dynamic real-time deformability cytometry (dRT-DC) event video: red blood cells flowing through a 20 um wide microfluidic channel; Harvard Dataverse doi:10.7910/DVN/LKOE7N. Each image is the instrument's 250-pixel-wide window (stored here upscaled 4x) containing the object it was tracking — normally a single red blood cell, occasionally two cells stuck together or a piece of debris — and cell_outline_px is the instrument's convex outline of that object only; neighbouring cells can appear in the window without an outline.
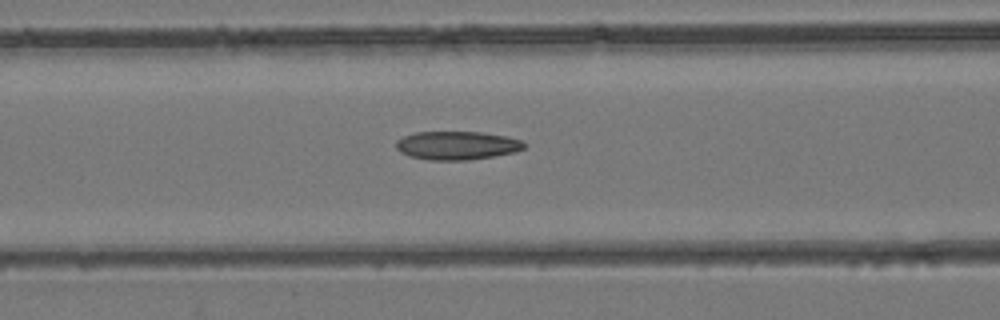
{"species": "common noctule bat (a hibernating species)", "species_latin": "Nyctalus noctula", "temperature_condition": "room temperature", "stored_images_in_passage": 43, "camera_frame_rate_fps": 3000, "um_per_image_px": 0.085, "animal": {"sex": "female", "body_mass_g": 24.6, "forearm_length_mm": 56.2}, "frame": {"image": 1, "passage_image": 18, "time_ms": 5.667, "image_size_px": [1000, 320], "cell_outline_px": [[528, 144], [524, 148], [516, 152], [468, 160], [428, 160], [408, 156], [400, 152], [396, 148], [396, 140], [404, 136], [416, 132], [480, 132], [508, 136], [524, 140]], "centroid_in_image_um": [38.87, 12.36], "position_along_channel_um": 127.7, "area_um2": 21.5}}
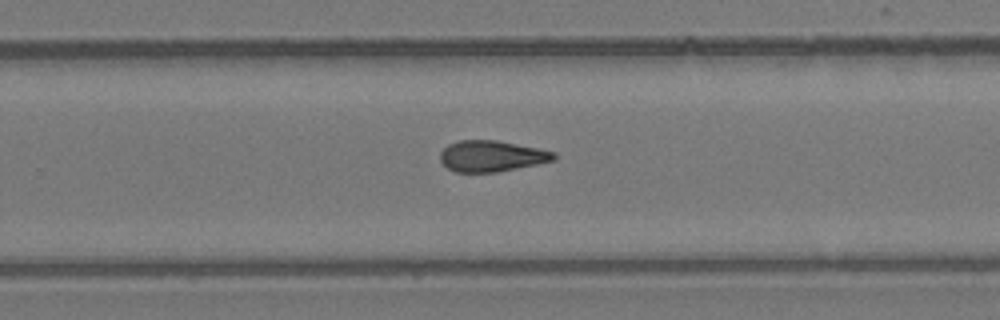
{"frame": {"image": 2, "passage_image": 28, "time_ms": 9.0, "image_size_px": [1000, 320], "cell_outline_px": [[556, 160], [496, 172], [456, 172], [448, 168], [440, 160], [440, 152], [448, 144], [460, 140], [496, 140], [556, 152]], "centroid_in_image_um": [41.77, 13.26], "position_along_channel_um": 288.0, "area_um2": 20.4}}
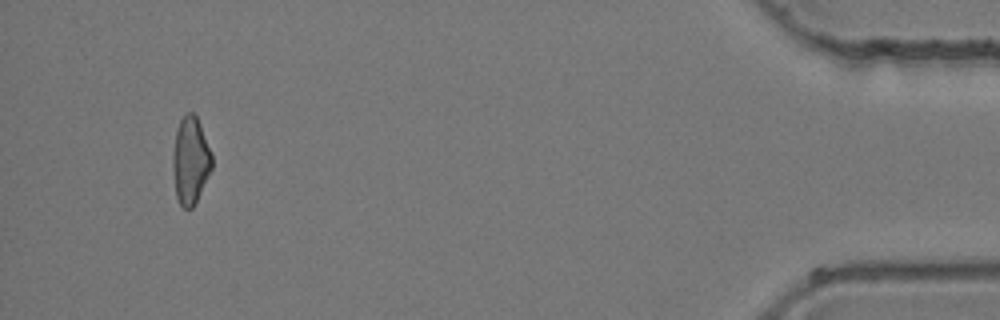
{"frame": {"image": 3, "passage_image": 41, "time_ms": 13.333, "image_size_px": [1000, 320], "cell_outline_px": [[212, 168], [192, 208], [184, 208], [180, 204], [176, 196], [172, 168], [172, 156], [176, 128], [184, 112], [192, 112], [196, 116], [200, 124], [212, 152]], "centroid_in_image_um": [16.17, 13.59], "position_along_channel_um": 419.0, "area_um2": 19.94}}